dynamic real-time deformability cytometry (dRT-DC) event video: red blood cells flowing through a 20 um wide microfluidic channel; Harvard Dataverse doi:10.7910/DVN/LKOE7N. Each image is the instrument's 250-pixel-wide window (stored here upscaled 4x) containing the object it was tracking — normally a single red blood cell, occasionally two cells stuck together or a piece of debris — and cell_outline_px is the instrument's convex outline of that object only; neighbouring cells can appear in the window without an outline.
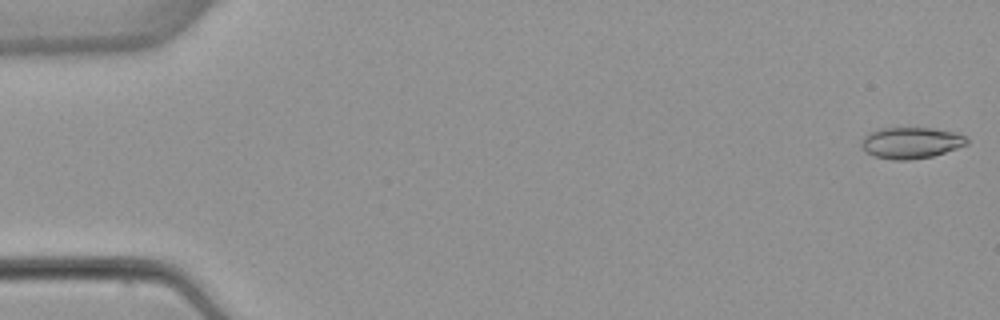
{"species": "common noctule bat (a hibernating species)", "species_latin": "Nyctalus noctula", "temperature_condition": "warm", "stored_images_in_passage": 52, "camera_frame_rate_fps": 3000, "um_per_image_px": 0.085, "animal": {"sex": "female", "body_mass_g": 22.7, "forearm_length_mm": 54.2}, "frame": {"image": 1, "passage_image": 1, "time_ms": 0.0, "image_size_px": [1000, 320], "cell_outline_px": [[968, 144], [932, 156], [908, 160], [892, 160], [876, 156], [860, 148], [860, 140], [868, 132], [880, 128], [932, 128], [956, 132], [964, 136], [968, 140]], "centroid_in_image_um": [77.39, 12.13], "position_along_channel_um": 7.6, "area_um2": 19.25}}
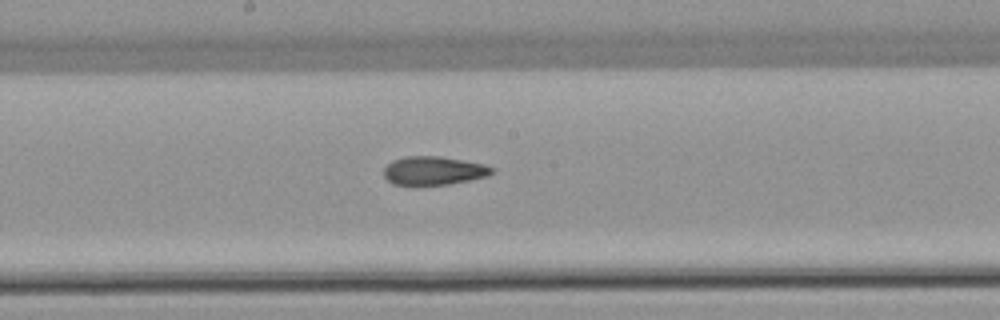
{"frame": {"image": 2, "passage_image": 28, "time_ms": 9.0, "image_size_px": [1000, 320], "cell_outline_px": [[496, 172], [488, 176], [448, 184], [392, 184], [384, 176], [384, 168], [392, 160], [404, 156], [440, 156], [484, 164], [492, 168]], "centroid_in_image_um": [36.86, 14.49], "position_along_channel_um": 211.3, "area_um2": 17.8}}
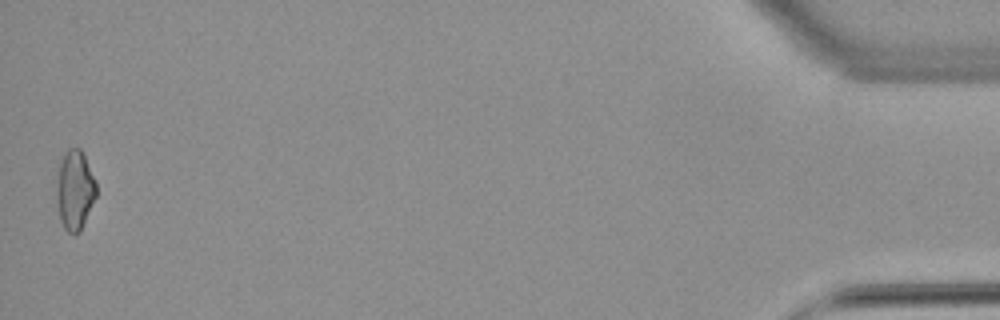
{"frame": {"image": 3, "passage_image": 52, "time_ms": 17.0, "image_size_px": [1000, 320], "cell_outline_px": [[96, 196], [80, 232], [76, 236], [68, 232], [64, 228], [60, 220], [56, 204], [56, 188], [60, 160], [68, 148], [80, 148], [96, 180]], "centroid_in_image_um": [6.35, 16.19], "position_along_channel_um": 428.9, "area_um2": 18.55}, "authors_computed_cell_mechanics": {"area_um2": 18.3804, "velocity_mm_per_s": 3.9091, "shape_relaxation_time_tau1_ms": null, "shape_relaxation_time_tau2_ms": 3.6095, "deformation_change_tau1": null, "deformation_change_tau2": 0.1017}}